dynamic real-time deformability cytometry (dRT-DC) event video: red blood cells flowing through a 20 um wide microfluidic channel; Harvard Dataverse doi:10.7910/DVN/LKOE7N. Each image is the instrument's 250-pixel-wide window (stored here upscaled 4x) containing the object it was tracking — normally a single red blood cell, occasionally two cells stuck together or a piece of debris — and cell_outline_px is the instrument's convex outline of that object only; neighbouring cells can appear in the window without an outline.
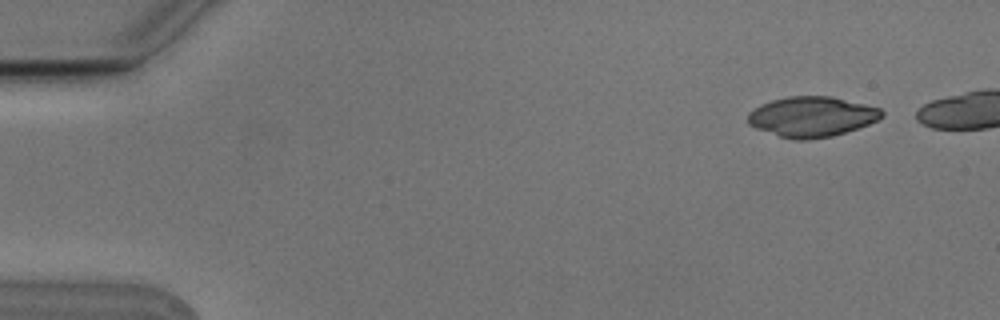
{"species": "Egyptian fruit bat (a non-hibernating species)", "species_latin": "Rousettus aegyptiacus", "temperature_condition": "cold", "stored_images_in_passage": 3, "camera_frame_rate_fps": 3000, "um_per_image_px": 0.085, "animal": {"sex": "male"}, "frame": {"image": 1, "passage_image": 1, "time_ms": 0.0, "image_size_px": [1000, 320], "cell_outline_px": [[884, 116], [868, 124], [832, 136], [808, 140], [792, 140], [756, 128], [748, 124], [748, 112], [760, 104], [772, 100], [788, 96], [832, 96], [880, 108], [884, 112]], "centroid_in_image_um": [68.98, 9.91], "position_along_channel_um": 16.0, "area_um2": 31.33}}